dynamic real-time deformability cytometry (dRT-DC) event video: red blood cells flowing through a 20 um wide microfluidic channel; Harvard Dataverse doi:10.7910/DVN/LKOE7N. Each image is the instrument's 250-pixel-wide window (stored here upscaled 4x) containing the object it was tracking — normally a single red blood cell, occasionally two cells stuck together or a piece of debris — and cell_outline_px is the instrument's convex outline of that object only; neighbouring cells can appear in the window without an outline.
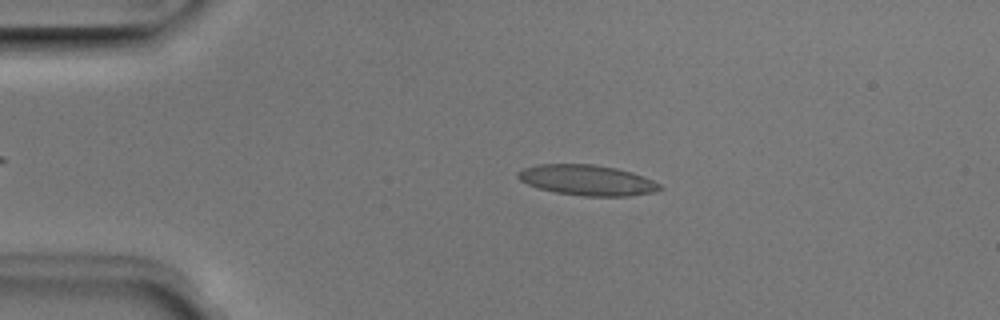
{"species": "Egyptian fruit bat (a non-hibernating species)", "species_latin": "Rousettus aegyptiacus", "temperature_condition": "room temperature", "stored_images_in_passage": 40, "camera_frame_rate_fps": 3000, "um_per_image_px": 0.085, "animal": {"sex": "male"}, "frame": {"image": 1, "passage_image": 6, "time_ms": 1.667, "image_size_px": [1000, 320], "cell_outline_px": [[664, 188], [652, 192], [628, 196], [584, 196], [556, 192], [540, 188], [528, 184], [520, 180], [516, 176], [524, 168], [540, 164], [592, 164], [616, 168], [632, 172], [644, 176], [660, 184]], "centroid_in_image_um": [49.94, 15.31], "position_along_channel_um": 35.1, "area_um2": 24.97}}
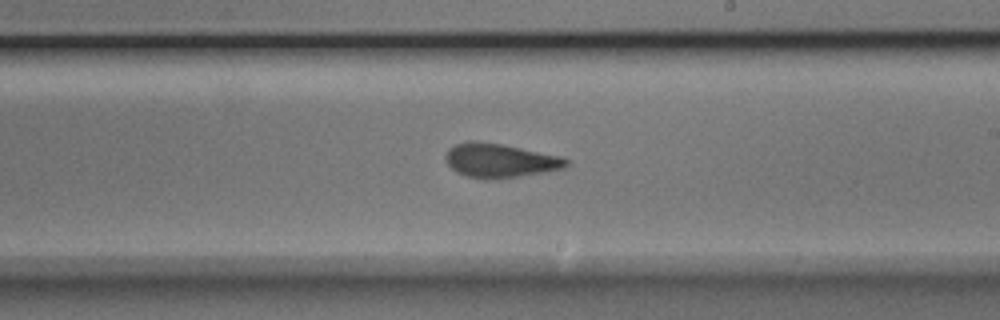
{"frame": {"image": 2, "passage_image": 25, "time_ms": 8.0, "image_size_px": [1000, 320], "cell_outline_px": [[568, 164], [564, 168], [544, 172], [516, 176], [484, 180], [468, 176], [456, 172], [444, 160], [444, 156], [448, 148], [456, 144], [468, 140], [476, 140], [500, 144], [560, 156], [568, 160]], "centroid_in_image_um": [42.42, 13.64], "position_along_channel_um": 246.6, "area_um2": 23.76}}
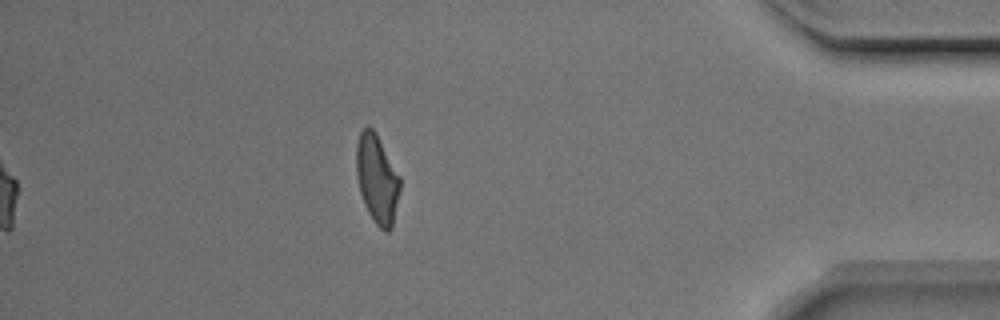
{"frame": {"image": 3, "passage_image": 40, "time_ms": 13.0, "image_size_px": [1000, 320], "cell_outline_px": [[400, 188], [392, 228], [388, 232], [384, 232], [376, 224], [368, 212], [364, 204], [360, 192], [356, 176], [356, 144], [360, 132], [368, 124], [376, 132], [400, 176]], "centroid_in_image_um": [32.04, 15.2], "position_along_channel_um": 403.2, "area_um2": 22.72}, "authors_computed_cell_mechanics": {"area_um2": 23.8425, "velocity_mm_per_s": 3.9767, "shape_relaxation_time_tau1_ms": 7.3227, "shape_relaxation_time_tau2_ms": 1.8711, "deformation_change_tau1": 0.1999, "deformation_change_tau2": 0.1066}}